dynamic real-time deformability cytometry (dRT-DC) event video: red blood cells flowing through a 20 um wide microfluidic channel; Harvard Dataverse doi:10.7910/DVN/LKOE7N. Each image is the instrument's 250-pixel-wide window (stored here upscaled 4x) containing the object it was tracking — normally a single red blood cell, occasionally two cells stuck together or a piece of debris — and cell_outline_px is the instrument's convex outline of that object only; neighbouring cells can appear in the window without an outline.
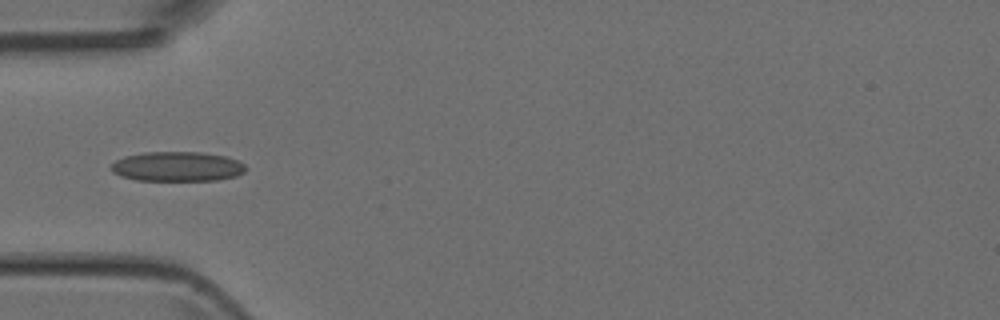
{"species": "Egyptian fruit bat (a non-hibernating species)", "species_latin": "Rousettus aegyptiacus", "temperature_condition": "room temperature", "stored_images_in_passage": 4, "camera_frame_rate_fps": 3000, "um_per_image_px": 0.085, "animal": {"sex": "female"}, "frame": {"image": 1, "passage_image": 4, "time_ms": 3.667, "image_size_px": [1000, 320], "cell_outline_px": [[248, 168], [244, 172], [236, 176], [216, 180], [136, 180], [120, 176], [112, 172], [112, 164], [116, 160], [124, 156], [144, 152], [204, 152], [228, 156], [244, 164]], "centroid_in_image_um": [15.09, 14.14], "position_along_channel_um": 69.9, "area_um2": 23.41}}